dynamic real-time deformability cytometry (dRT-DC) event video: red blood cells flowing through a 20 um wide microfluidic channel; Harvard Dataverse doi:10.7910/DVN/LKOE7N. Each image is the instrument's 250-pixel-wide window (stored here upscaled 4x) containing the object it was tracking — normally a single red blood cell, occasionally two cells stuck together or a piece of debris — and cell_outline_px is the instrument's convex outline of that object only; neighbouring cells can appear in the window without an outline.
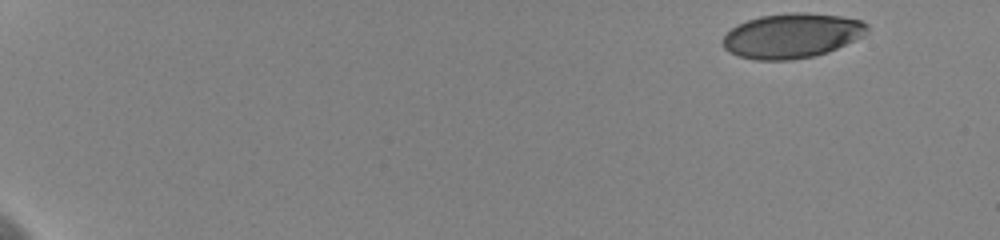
{"species": "human", "species_latin": "Homo sapiens", "temperature_condition": "cold", "stored_images_in_passage": 49, "camera_frame_rate_fps": 3000, "um_per_image_px": 0.085, "donor": {"sex": "female"}, "frame": {"image": 1, "passage_image": 1, "time_ms": 0.0, "image_size_px": [1000, 240], "cell_outline_px": [[868, 32], [864, 36], [828, 52], [812, 56], [792, 60], [756, 60], [740, 56], [728, 52], [724, 48], [724, 36], [736, 24], [760, 16], [792, 12], [804, 12], [840, 16], [860, 20], [868, 24]], "centroid_in_image_um": [67.33, 3.03], "position_along_channel_um": 17.7, "area_um2": 37.63}}
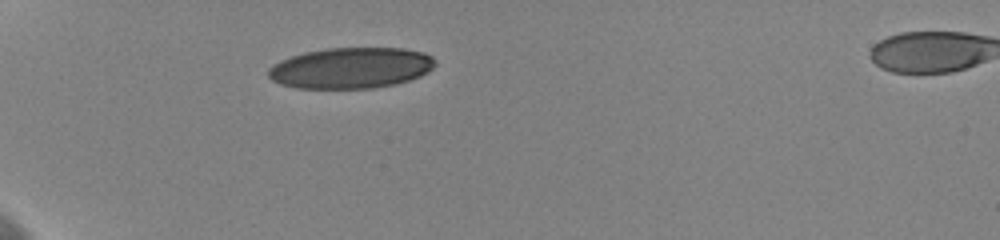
{"frame": {"image": 2, "passage_image": 16, "time_ms": 5.0, "image_size_px": [1000, 240], "cell_outline_px": [[436, 64], [428, 72], [420, 76], [408, 80], [392, 84], [372, 88], [296, 88], [280, 84], [272, 80], [268, 76], [268, 68], [280, 60], [304, 52], [324, 48], [404, 48], [424, 52], [432, 56], [436, 60]], "centroid_in_image_um": [29.82, 5.76], "position_along_channel_um": 55.2, "area_um2": 39.88}}
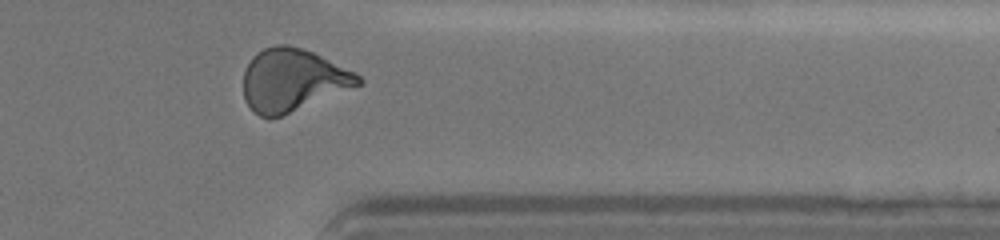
{"frame": {"image": 3, "passage_image": 46, "time_ms": 15.0, "image_size_px": [1000, 240], "cell_outline_px": [[364, 80], [360, 84], [280, 116], [260, 116], [252, 112], [244, 96], [244, 72], [252, 56], [256, 52], [272, 44], [288, 44], [312, 52], [356, 72]], "centroid_in_image_um": [24.84, 6.77], "position_along_channel_um": 386.6, "area_um2": 41.21}, "authors_computed_cell_mechanics": {"area_um2": 40.5178, "velocity_mm_per_s": 3.6024, "shape_relaxation_time_tau1_ms": 7.3317, "shape_relaxation_time_tau2_ms": 1.4408, "deformation_change_tau1": 0.1981, "deformation_change_tau2": 0.0848}}